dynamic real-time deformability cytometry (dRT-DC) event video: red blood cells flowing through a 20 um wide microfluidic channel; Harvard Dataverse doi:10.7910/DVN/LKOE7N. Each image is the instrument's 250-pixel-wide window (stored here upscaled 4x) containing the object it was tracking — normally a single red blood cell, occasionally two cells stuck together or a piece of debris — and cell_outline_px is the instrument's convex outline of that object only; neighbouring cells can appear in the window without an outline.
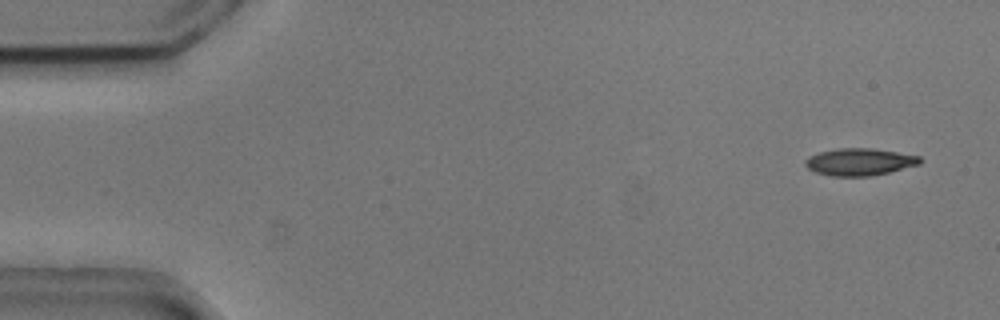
{"species": "common noctule bat (a hibernating species)", "species_latin": "Nyctalus noctula", "temperature_condition": "cold", "stored_images_in_passage": 39, "camera_frame_rate_fps": 3000, "um_per_image_px": 0.085, "animal": {"sex": "male", "body_mass_g": 20.5, "forearm_length_mm": 52.5}, "frame": {"image": 1, "passage_image": 3, "time_ms": 0.667, "image_size_px": [1000, 320], "cell_outline_px": [[924, 160], [920, 164], [872, 176], [832, 176], [816, 172], [808, 168], [804, 164], [804, 160], [808, 156], [820, 152], [836, 148], [872, 148], [920, 156]], "centroid_in_image_um": [73.06, 13.75], "position_along_channel_um": 11.9, "area_um2": 18.21}}
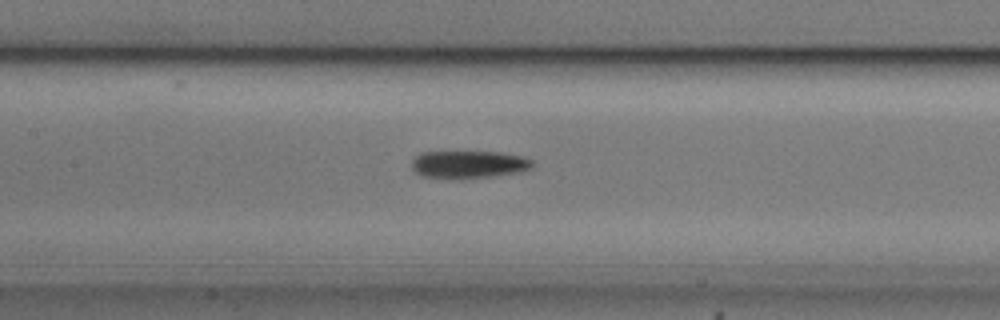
{"frame": {"image": 2, "passage_image": 25, "time_ms": 8.0, "image_size_px": [1000, 320], "cell_outline_px": [[532, 168], [520, 172], [492, 176], [420, 176], [412, 168], [412, 160], [420, 152], [500, 152], [524, 156], [532, 160]], "centroid_in_image_um": [39.88, 13.93], "position_along_channel_um": 167.5, "area_um2": 18.73}}
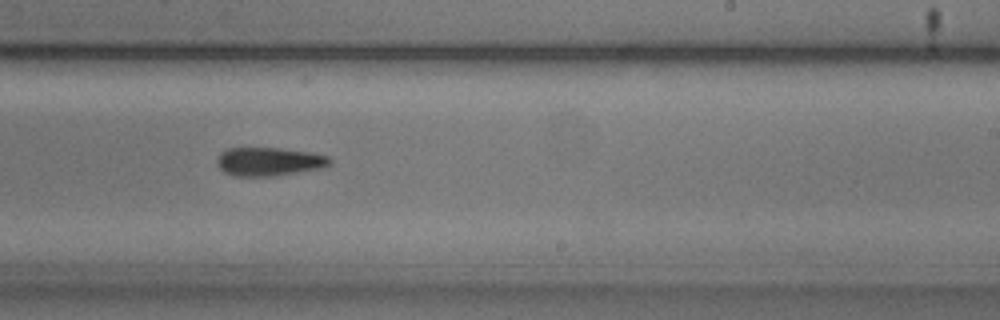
{"frame": {"image": 3, "passage_image": 33, "time_ms": 10.667, "image_size_px": [1000, 320], "cell_outline_px": [[332, 164], [324, 168], [276, 176], [232, 176], [224, 172], [216, 164], [216, 160], [220, 152], [228, 148], [280, 148], [312, 152], [328, 156], [332, 160]], "centroid_in_image_um": [22.89, 13.74], "position_along_channel_um": 266.1, "area_um2": 19.13}}